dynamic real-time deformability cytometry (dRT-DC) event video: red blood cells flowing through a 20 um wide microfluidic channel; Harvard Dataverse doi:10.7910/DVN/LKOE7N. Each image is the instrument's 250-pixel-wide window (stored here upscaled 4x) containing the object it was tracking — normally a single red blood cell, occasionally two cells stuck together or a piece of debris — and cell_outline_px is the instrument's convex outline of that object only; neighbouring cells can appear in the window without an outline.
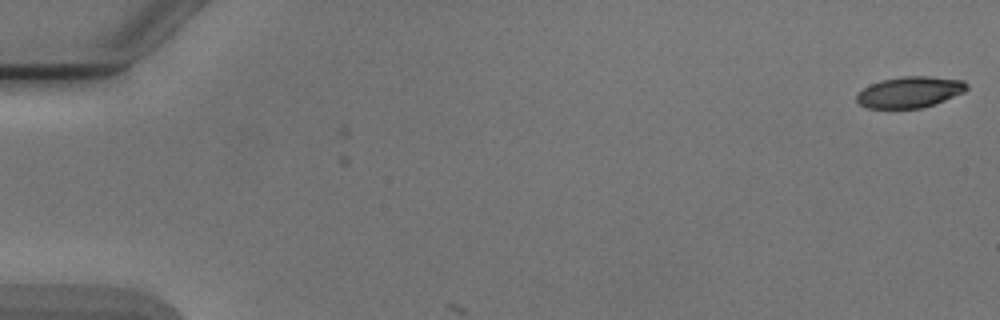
{"species": "Egyptian fruit bat (a non-hibernating species)", "species_latin": "Rousettus aegyptiacus", "temperature_condition": "cold", "stored_images_in_passage": 5, "camera_frame_rate_fps": 3000, "um_per_image_px": 0.085, "animal": {"sex": "male"}, "frame": {"image": 1, "passage_image": 1, "time_ms": 0.0, "image_size_px": [1000, 320], "cell_outline_px": [[968, 88], [964, 92], [944, 100], [920, 108], [868, 108], [860, 104], [856, 100], [856, 96], [864, 88], [880, 80], [900, 76], [928, 76], [964, 80], [968, 84]], "centroid_in_image_um": [77.35, 7.81], "position_along_channel_um": 7.7, "area_um2": 19.83}}
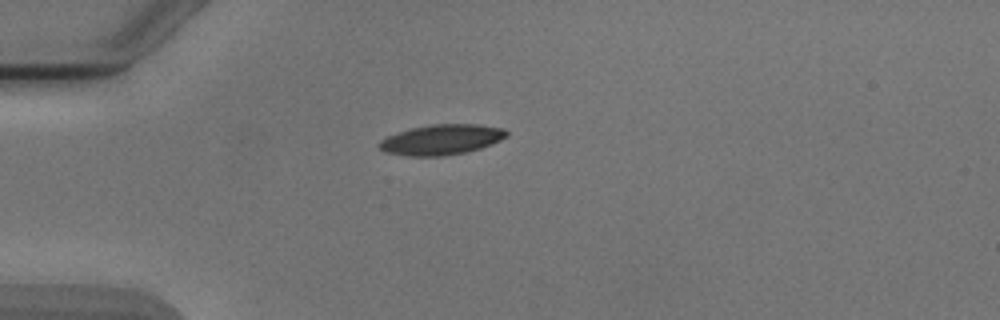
{"frame": {"image": 2, "passage_image": 5, "time_ms": 4.667, "image_size_px": [1000, 320], "cell_outline_px": [[508, 136], [492, 144], [468, 152], [444, 156], [408, 156], [384, 152], [376, 144], [380, 140], [388, 136], [412, 128], [432, 124], [476, 124], [504, 128], [508, 132]], "centroid_in_image_um": [37.54, 11.87], "position_along_channel_um": 47.5, "area_um2": 22.54}}